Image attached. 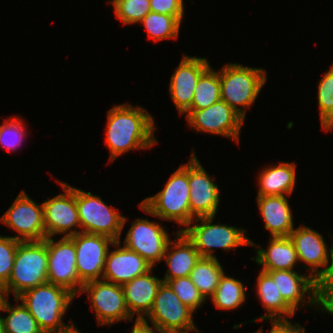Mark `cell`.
<instances>
[{
    "mask_svg": "<svg viewBox=\"0 0 333 333\" xmlns=\"http://www.w3.org/2000/svg\"><path fill=\"white\" fill-rule=\"evenodd\" d=\"M214 217H197L187 228L178 230L186 235L202 257L216 258L213 248L228 251L240 246H258L245 236L244 229L225 224H212ZM198 221L200 224H194Z\"/></svg>",
    "mask_w": 333,
    "mask_h": 333,
    "instance_id": "6",
    "label": "cell"
},
{
    "mask_svg": "<svg viewBox=\"0 0 333 333\" xmlns=\"http://www.w3.org/2000/svg\"><path fill=\"white\" fill-rule=\"evenodd\" d=\"M209 67L206 58L183 55L169 85L170 96L179 114H184L191 107L197 82Z\"/></svg>",
    "mask_w": 333,
    "mask_h": 333,
    "instance_id": "19",
    "label": "cell"
},
{
    "mask_svg": "<svg viewBox=\"0 0 333 333\" xmlns=\"http://www.w3.org/2000/svg\"><path fill=\"white\" fill-rule=\"evenodd\" d=\"M4 298H5V294H4V291H3V287L0 285V306H1Z\"/></svg>",
    "mask_w": 333,
    "mask_h": 333,
    "instance_id": "42",
    "label": "cell"
},
{
    "mask_svg": "<svg viewBox=\"0 0 333 333\" xmlns=\"http://www.w3.org/2000/svg\"><path fill=\"white\" fill-rule=\"evenodd\" d=\"M189 190L188 162L172 173L163 190L145 198L139 207L149 215L188 226L195 219L190 213Z\"/></svg>",
    "mask_w": 333,
    "mask_h": 333,
    "instance_id": "2",
    "label": "cell"
},
{
    "mask_svg": "<svg viewBox=\"0 0 333 333\" xmlns=\"http://www.w3.org/2000/svg\"><path fill=\"white\" fill-rule=\"evenodd\" d=\"M48 252V283L61 286L75 296L81 294L83 283L76 270V249L71 237L54 241L52 237L43 240ZM79 292V293H78Z\"/></svg>",
    "mask_w": 333,
    "mask_h": 333,
    "instance_id": "10",
    "label": "cell"
},
{
    "mask_svg": "<svg viewBox=\"0 0 333 333\" xmlns=\"http://www.w3.org/2000/svg\"><path fill=\"white\" fill-rule=\"evenodd\" d=\"M59 184L65 193L54 196V198L42 203L45 238L53 237L56 234L71 237L81 232L76 229L81 227L76 205V188L62 181ZM73 227L76 228L69 231Z\"/></svg>",
    "mask_w": 333,
    "mask_h": 333,
    "instance_id": "14",
    "label": "cell"
},
{
    "mask_svg": "<svg viewBox=\"0 0 333 333\" xmlns=\"http://www.w3.org/2000/svg\"><path fill=\"white\" fill-rule=\"evenodd\" d=\"M219 78L221 100L245 119V109L253 105L266 83L265 70L229 63L220 69Z\"/></svg>",
    "mask_w": 333,
    "mask_h": 333,
    "instance_id": "4",
    "label": "cell"
},
{
    "mask_svg": "<svg viewBox=\"0 0 333 333\" xmlns=\"http://www.w3.org/2000/svg\"><path fill=\"white\" fill-rule=\"evenodd\" d=\"M73 298L75 295L69 290L45 283L25 290L15 301L21 300L43 333H51L68 326L62 318Z\"/></svg>",
    "mask_w": 333,
    "mask_h": 333,
    "instance_id": "3",
    "label": "cell"
},
{
    "mask_svg": "<svg viewBox=\"0 0 333 333\" xmlns=\"http://www.w3.org/2000/svg\"><path fill=\"white\" fill-rule=\"evenodd\" d=\"M76 205L81 232L105 235L120 241L126 219L117 209L109 207L100 196L76 188Z\"/></svg>",
    "mask_w": 333,
    "mask_h": 333,
    "instance_id": "7",
    "label": "cell"
},
{
    "mask_svg": "<svg viewBox=\"0 0 333 333\" xmlns=\"http://www.w3.org/2000/svg\"><path fill=\"white\" fill-rule=\"evenodd\" d=\"M150 8L152 12L171 15L182 22L184 16L183 0H150Z\"/></svg>",
    "mask_w": 333,
    "mask_h": 333,
    "instance_id": "37",
    "label": "cell"
},
{
    "mask_svg": "<svg viewBox=\"0 0 333 333\" xmlns=\"http://www.w3.org/2000/svg\"><path fill=\"white\" fill-rule=\"evenodd\" d=\"M194 311L185 305L175 294L168 283L162 282L154 299L152 309L141 323L150 321L153 328L163 333L197 332L193 322Z\"/></svg>",
    "mask_w": 333,
    "mask_h": 333,
    "instance_id": "8",
    "label": "cell"
},
{
    "mask_svg": "<svg viewBox=\"0 0 333 333\" xmlns=\"http://www.w3.org/2000/svg\"><path fill=\"white\" fill-rule=\"evenodd\" d=\"M115 16L124 24H134L151 11L150 0H116L112 3Z\"/></svg>",
    "mask_w": 333,
    "mask_h": 333,
    "instance_id": "33",
    "label": "cell"
},
{
    "mask_svg": "<svg viewBox=\"0 0 333 333\" xmlns=\"http://www.w3.org/2000/svg\"><path fill=\"white\" fill-rule=\"evenodd\" d=\"M20 242L13 237L0 235V285L2 287L8 282L11 276L15 254Z\"/></svg>",
    "mask_w": 333,
    "mask_h": 333,
    "instance_id": "36",
    "label": "cell"
},
{
    "mask_svg": "<svg viewBox=\"0 0 333 333\" xmlns=\"http://www.w3.org/2000/svg\"><path fill=\"white\" fill-rule=\"evenodd\" d=\"M0 222L16 231L18 235L13 238L21 242L45 239L43 204L35 203L23 190Z\"/></svg>",
    "mask_w": 333,
    "mask_h": 333,
    "instance_id": "13",
    "label": "cell"
},
{
    "mask_svg": "<svg viewBox=\"0 0 333 333\" xmlns=\"http://www.w3.org/2000/svg\"><path fill=\"white\" fill-rule=\"evenodd\" d=\"M71 238L76 249V270L79 280L85 284L100 280L105 267V260L109 251V244L114 240L105 235L77 233Z\"/></svg>",
    "mask_w": 333,
    "mask_h": 333,
    "instance_id": "15",
    "label": "cell"
},
{
    "mask_svg": "<svg viewBox=\"0 0 333 333\" xmlns=\"http://www.w3.org/2000/svg\"><path fill=\"white\" fill-rule=\"evenodd\" d=\"M271 324L272 328L269 333H306L305 328H302L299 323H291L288 319H271ZM255 333H263V329L261 328Z\"/></svg>",
    "mask_w": 333,
    "mask_h": 333,
    "instance_id": "38",
    "label": "cell"
},
{
    "mask_svg": "<svg viewBox=\"0 0 333 333\" xmlns=\"http://www.w3.org/2000/svg\"><path fill=\"white\" fill-rule=\"evenodd\" d=\"M87 293L98 325H112L118 321L133 320L125 302L121 285L105 280L83 284L81 293Z\"/></svg>",
    "mask_w": 333,
    "mask_h": 333,
    "instance_id": "11",
    "label": "cell"
},
{
    "mask_svg": "<svg viewBox=\"0 0 333 333\" xmlns=\"http://www.w3.org/2000/svg\"><path fill=\"white\" fill-rule=\"evenodd\" d=\"M163 333L149 326V324H143L135 321L131 333Z\"/></svg>",
    "mask_w": 333,
    "mask_h": 333,
    "instance_id": "40",
    "label": "cell"
},
{
    "mask_svg": "<svg viewBox=\"0 0 333 333\" xmlns=\"http://www.w3.org/2000/svg\"><path fill=\"white\" fill-rule=\"evenodd\" d=\"M0 333H5L4 332V322H3V317L0 316Z\"/></svg>",
    "mask_w": 333,
    "mask_h": 333,
    "instance_id": "43",
    "label": "cell"
},
{
    "mask_svg": "<svg viewBox=\"0 0 333 333\" xmlns=\"http://www.w3.org/2000/svg\"><path fill=\"white\" fill-rule=\"evenodd\" d=\"M185 113L189 126L194 130L239 142L244 119L223 100L220 99L207 108L187 110Z\"/></svg>",
    "mask_w": 333,
    "mask_h": 333,
    "instance_id": "12",
    "label": "cell"
},
{
    "mask_svg": "<svg viewBox=\"0 0 333 333\" xmlns=\"http://www.w3.org/2000/svg\"><path fill=\"white\" fill-rule=\"evenodd\" d=\"M277 284L282 298L296 311L300 304L322 308V286L309 274H298L295 270L265 271ZM307 293V302L304 296ZM300 303V304H299Z\"/></svg>",
    "mask_w": 333,
    "mask_h": 333,
    "instance_id": "18",
    "label": "cell"
},
{
    "mask_svg": "<svg viewBox=\"0 0 333 333\" xmlns=\"http://www.w3.org/2000/svg\"><path fill=\"white\" fill-rule=\"evenodd\" d=\"M120 244L121 241H114L113 246L117 249L108 251L101 279L122 286L154 267L137 252L120 247Z\"/></svg>",
    "mask_w": 333,
    "mask_h": 333,
    "instance_id": "20",
    "label": "cell"
},
{
    "mask_svg": "<svg viewBox=\"0 0 333 333\" xmlns=\"http://www.w3.org/2000/svg\"><path fill=\"white\" fill-rule=\"evenodd\" d=\"M289 237L296 248L299 262L307 264L309 275L323 286L333 274V246L328 252L322 234L305 225L295 228Z\"/></svg>",
    "mask_w": 333,
    "mask_h": 333,
    "instance_id": "9",
    "label": "cell"
},
{
    "mask_svg": "<svg viewBox=\"0 0 333 333\" xmlns=\"http://www.w3.org/2000/svg\"><path fill=\"white\" fill-rule=\"evenodd\" d=\"M23 125L25 126L19 117L6 119L0 125V145L8 151L16 150L26 136V129Z\"/></svg>",
    "mask_w": 333,
    "mask_h": 333,
    "instance_id": "35",
    "label": "cell"
},
{
    "mask_svg": "<svg viewBox=\"0 0 333 333\" xmlns=\"http://www.w3.org/2000/svg\"><path fill=\"white\" fill-rule=\"evenodd\" d=\"M48 252L44 241L20 242L15 254L13 269L8 282L3 286L5 297L14 298L27 289L48 283Z\"/></svg>",
    "mask_w": 333,
    "mask_h": 333,
    "instance_id": "5",
    "label": "cell"
},
{
    "mask_svg": "<svg viewBox=\"0 0 333 333\" xmlns=\"http://www.w3.org/2000/svg\"><path fill=\"white\" fill-rule=\"evenodd\" d=\"M317 97L321 127L327 132L333 129V63L318 84Z\"/></svg>",
    "mask_w": 333,
    "mask_h": 333,
    "instance_id": "32",
    "label": "cell"
},
{
    "mask_svg": "<svg viewBox=\"0 0 333 333\" xmlns=\"http://www.w3.org/2000/svg\"><path fill=\"white\" fill-rule=\"evenodd\" d=\"M256 257H252L262 271L294 270V265L299 262L296 248L290 237H270L267 250L258 246Z\"/></svg>",
    "mask_w": 333,
    "mask_h": 333,
    "instance_id": "24",
    "label": "cell"
},
{
    "mask_svg": "<svg viewBox=\"0 0 333 333\" xmlns=\"http://www.w3.org/2000/svg\"><path fill=\"white\" fill-rule=\"evenodd\" d=\"M0 311L9 314L5 318L3 317L5 333H43L35 318L23 303L12 307L5 297L0 306Z\"/></svg>",
    "mask_w": 333,
    "mask_h": 333,
    "instance_id": "29",
    "label": "cell"
},
{
    "mask_svg": "<svg viewBox=\"0 0 333 333\" xmlns=\"http://www.w3.org/2000/svg\"><path fill=\"white\" fill-rule=\"evenodd\" d=\"M219 71L211 66L200 76L194 89L192 105L188 110L207 108L221 99Z\"/></svg>",
    "mask_w": 333,
    "mask_h": 333,
    "instance_id": "30",
    "label": "cell"
},
{
    "mask_svg": "<svg viewBox=\"0 0 333 333\" xmlns=\"http://www.w3.org/2000/svg\"><path fill=\"white\" fill-rule=\"evenodd\" d=\"M177 297L194 312L198 307H202L205 298L196 288L189 276L172 279L167 282Z\"/></svg>",
    "mask_w": 333,
    "mask_h": 333,
    "instance_id": "34",
    "label": "cell"
},
{
    "mask_svg": "<svg viewBox=\"0 0 333 333\" xmlns=\"http://www.w3.org/2000/svg\"><path fill=\"white\" fill-rule=\"evenodd\" d=\"M72 324V325H71ZM70 325L66 326L65 328L61 330H57L51 333H81L77 328L76 325H74V322H72Z\"/></svg>",
    "mask_w": 333,
    "mask_h": 333,
    "instance_id": "41",
    "label": "cell"
},
{
    "mask_svg": "<svg viewBox=\"0 0 333 333\" xmlns=\"http://www.w3.org/2000/svg\"><path fill=\"white\" fill-rule=\"evenodd\" d=\"M258 175L257 196H290L296 182V164L280 162L279 165L263 168Z\"/></svg>",
    "mask_w": 333,
    "mask_h": 333,
    "instance_id": "25",
    "label": "cell"
},
{
    "mask_svg": "<svg viewBox=\"0 0 333 333\" xmlns=\"http://www.w3.org/2000/svg\"><path fill=\"white\" fill-rule=\"evenodd\" d=\"M257 296L262 302V306L268 311L260 317V320L288 319L293 317L295 310L282 298L278 292L277 284L273 278L265 271H260L257 277ZM288 316V317H287Z\"/></svg>",
    "mask_w": 333,
    "mask_h": 333,
    "instance_id": "26",
    "label": "cell"
},
{
    "mask_svg": "<svg viewBox=\"0 0 333 333\" xmlns=\"http://www.w3.org/2000/svg\"><path fill=\"white\" fill-rule=\"evenodd\" d=\"M105 143L110 162L129 150L151 148L157 143L153 116L142 107L121 104L108 111Z\"/></svg>",
    "mask_w": 333,
    "mask_h": 333,
    "instance_id": "1",
    "label": "cell"
},
{
    "mask_svg": "<svg viewBox=\"0 0 333 333\" xmlns=\"http://www.w3.org/2000/svg\"><path fill=\"white\" fill-rule=\"evenodd\" d=\"M189 205L194 218L215 216L219 204V188L193 151L189 159Z\"/></svg>",
    "mask_w": 333,
    "mask_h": 333,
    "instance_id": "17",
    "label": "cell"
},
{
    "mask_svg": "<svg viewBox=\"0 0 333 333\" xmlns=\"http://www.w3.org/2000/svg\"><path fill=\"white\" fill-rule=\"evenodd\" d=\"M169 241V235L159 223L136 219L127 232L124 246L156 266L164 257Z\"/></svg>",
    "mask_w": 333,
    "mask_h": 333,
    "instance_id": "16",
    "label": "cell"
},
{
    "mask_svg": "<svg viewBox=\"0 0 333 333\" xmlns=\"http://www.w3.org/2000/svg\"><path fill=\"white\" fill-rule=\"evenodd\" d=\"M259 211L271 237H289L294 230L291 209L285 195L257 196Z\"/></svg>",
    "mask_w": 333,
    "mask_h": 333,
    "instance_id": "23",
    "label": "cell"
},
{
    "mask_svg": "<svg viewBox=\"0 0 333 333\" xmlns=\"http://www.w3.org/2000/svg\"><path fill=\"white\" fill-rule=\"evenodd\" d=\"M246 288L240 280H236L223 273L219 285L211 300L218 310H233L241 306L246 300Z\"/></svg>",
    "mask_w": 333,
    "mask_h": 333,
    "instance_id": "28",
    "label": "cell"
},
{
    "mask_svg": "<svg viewBox=\"0 0 333 333\" xmlns=\"http://www.w3.org/2000/svg\"><path fill=\"white\" fill-rule=\"evenodd\" d=\"M154 41L176 39L181 22L174 16L150 11L140 22Z\"/></svg>",
    "mask_w": 333,
    "mask_h": 333,
    "instance_id": "31",
    "label": "cell"
},
{
    "mask_svg": "<svg viewBox=\"0 0 333 333\" xmlns=\"http://www.w3.org/2000/svg\"><path fill=\"white\" fill-rule=\"evenodd\" d=\"M223 267L216 258L201 257L190 273V278L196 288L207 300L212 296L223 275Z\"/></svg>",
    "mask_w": 333,
    "mask_h": 333,
    "instance_id": "27",
    "label": "cell"
},
{
    "mask_svg": "<svg viewBox=\"0 0 333 333\" xmlns=\"http://www.w3.org/2000/svg\"><path fill=\"white\" fill-rule=\"evenodd\" d=\"M322 311L333 315V274L322 286Z\"/></svg>",
    "mask_w": 333,
    "mask_h": 333,
    "instance_id": "39",
    "label": "cell"
},
{
    "mask_svg": "<svg viewBox=\"0 0 333 333\" xmlns=\"http://www.w3.org/2000/svg\"><path fill=\"white\" fill-rule=\"evenodd\" d=\"M176 237L177 239L169 241L162 258L168 265L163 279L166 283L172 279L190 276L192 269L202 257L182 231H177Z\"/></svg>",
    "mask_w": 333,
    "mask_h": 333,
    "instance_id": "22",
    "label": "cell"
},
{
    "mask_svg": "<svg viewBox=\"0 0 333 333\" xmlns=\"http://www.w3.org/2000/svg\"><path fill=\"white\" fill-rule=\"evenodd\" d=\"M153 268L146 274L135 277L122 285L126 306L131 314H137L136 321L141 322L152 309L157 291L163 279L151 276ZM143 313V314H142Z\"/></svg>",
    "mask_w": 333,
    "mask_h": 333,
    "instance_id": "21",
    "label": "cell"
}]
</instances>
